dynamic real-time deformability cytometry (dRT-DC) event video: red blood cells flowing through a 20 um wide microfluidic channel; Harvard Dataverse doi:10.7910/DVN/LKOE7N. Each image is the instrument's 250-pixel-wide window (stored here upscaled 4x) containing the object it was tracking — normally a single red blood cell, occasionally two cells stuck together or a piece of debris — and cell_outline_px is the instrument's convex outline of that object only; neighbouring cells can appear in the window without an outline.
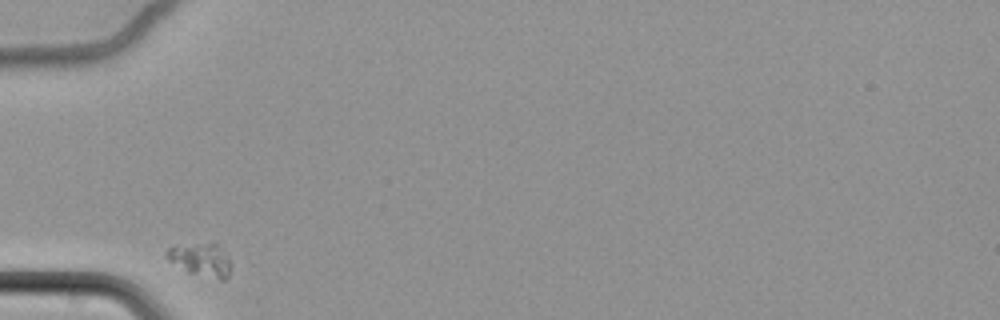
{"species": "common noctule bat (a hibernating species)", "species_latin": "Nyctalus noctula", "temperature_condition": "cold", "stored_images_in_passage": 32, "camera_frame_rate_fps": 3000, "um_per_image_px": 0.085, "animal": {"sex": "female", "body_mass_g": 22.7, "forearm_length_mm": 54.2}, "frame": {"image": 1, "passage_image": 1, "time_ms": 0.0, "image_size_px": [1000, 320], "cell_outline_px": [[228, 276], [224, 280], [220, 280], [188, 272], [168, 260], [164, 252], [168, 248], [208, 244], [216, 244], [228, 256]], "centroid_in_image_um": [17.06, 22.12], "position_along_channel_um": 67.9, "area_um2": 11.68}}
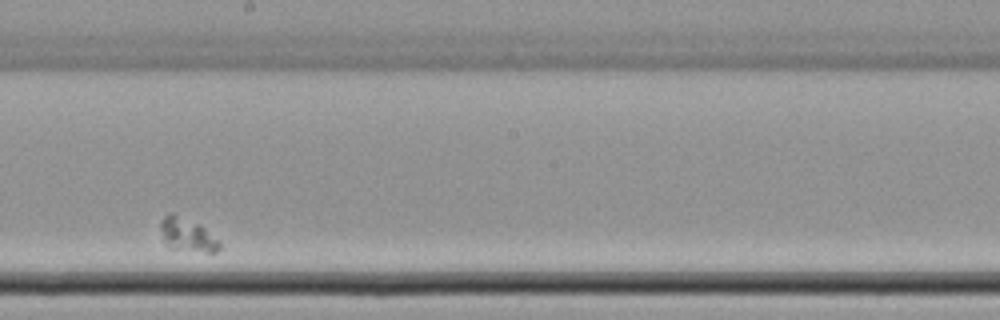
{"frame": {"image": 2, "passage_image": 18, "time_ms": 5.667, "image_size_px": [1000, 320], "cell_outline_px": [[220, 248], [216, 252], [204, 252], [168, 248], [164, 240], [160, 228], [160, 220], [168, 212], [172, 212], [200, 224], [220, 240]], "centroid_in_image_um": [15.91, 19.94], "position_along_channel_um": 232.3, "area_um2": 11.68}}
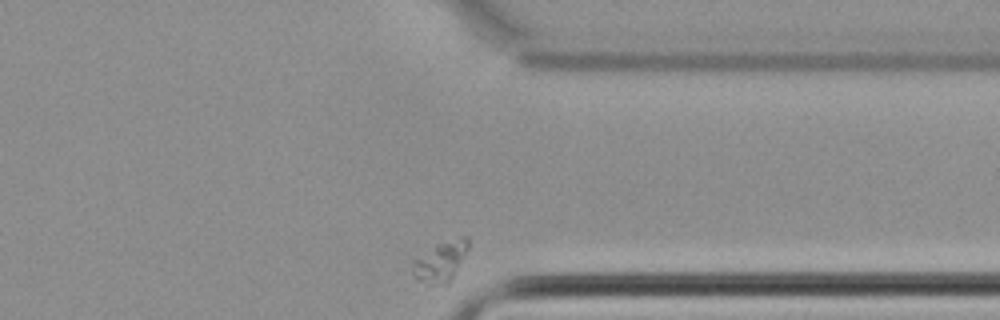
{"frame": {"image": 3, "passage_image": 32, "time_ms": 10.333, "image_size_px": [1000, 320], "cell_outline_px": [[468, 248], [452, 276], [448, 280], [428, 284], [416, 280], [412, 272], [412, 264], [416, 260], [436, 244], [464, 236], [468, 236]], "centroid_in_image_um": [37.43, 22.19], "position_along_channel_um": 374.0, "area_um2": 12.14}}